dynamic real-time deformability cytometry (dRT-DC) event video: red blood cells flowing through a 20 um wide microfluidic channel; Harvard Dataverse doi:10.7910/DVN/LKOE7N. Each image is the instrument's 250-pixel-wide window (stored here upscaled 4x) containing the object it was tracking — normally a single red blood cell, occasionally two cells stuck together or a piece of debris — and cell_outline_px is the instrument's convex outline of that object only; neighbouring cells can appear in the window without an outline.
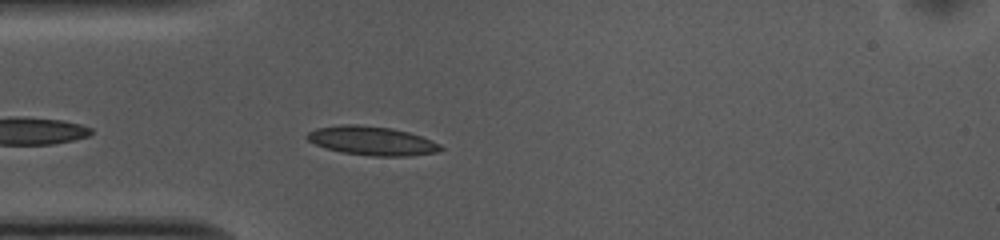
{"species": "common noctule bat (a hibernating species)", "species_latin": "Nyctalus noctula", "temperature_condition": "cold", "stored_images_in_passage": 9, "camera_frame_rate_fps": 3000, "um_per_image_px": 0.085, "animal": {"sex": "female", "body_mass_g": 10.0, "forearm_length_mm": 53.1}, "frame": {"image": 1, "passage_image": 4, "time_ms": 1.0, "image_size_px": [1000, 240], "cell_outline_px": [[444, 148], [440, 152], [408, 156], [372, 156], [344, 152], [328, 148], [316, 144], [308, 140], [304, 136], [308, 132], [316, 128], [344, 124], [356, 124], [392, 128], [408, 132], [432, 140], [440, 144]], "centroid_in_image_um": [31.65, 11.96], "position_along_channel_um": 53.4, "area_um2": 22.43}}
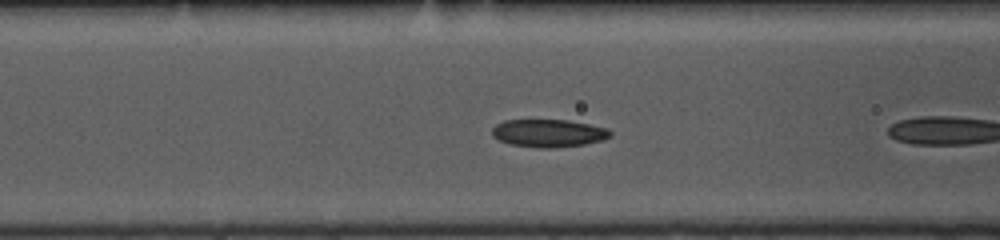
{"frame": {"image": 2, "passage_image": 7, "time_ms": 2.0, "image_size_px": [1000, 240], "cell_outline_px": [[612, 136], [604, 140], [584, 144], [548, 148], [540, 148], [512, 144], [500, 140], [492, 136], [492, 128], [496, 124], [504, 120], [568, 120], [608, 128], [612, 132]], "centroid_in_image_um": [46.65, 11.31], "position_along_channel_um": 120.0, "area_um2": 19.07}}